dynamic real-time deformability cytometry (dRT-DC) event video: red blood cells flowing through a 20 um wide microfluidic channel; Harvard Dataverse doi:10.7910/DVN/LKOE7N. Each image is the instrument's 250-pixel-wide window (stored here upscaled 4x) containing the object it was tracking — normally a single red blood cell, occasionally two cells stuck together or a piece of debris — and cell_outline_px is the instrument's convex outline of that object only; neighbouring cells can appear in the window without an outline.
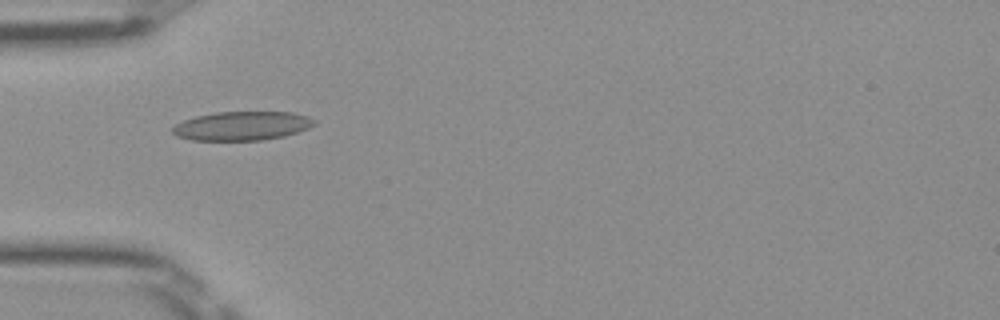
{"species": "Egyptian fruit bat (a non-hibernating species)", "species_latin": "Rousettus aegyptiacus", "temperature_condition": "room temperature", "stored_images_in_passage": 51, "camera_frame_rate_fps": 3000, "um_per_image_px": 0.085, "frame": {"image": 1, "passage_image": 16, "time_ms": 5.0, "image_size_px": [1000, 320], "cell_outline_px": [[316, 124], [308, 128], [284, 136], [260, 140], [192, 140], [176, 136], [172, 132], [172, 128], [176, 124], [184, 120], [196, 116], [216, 112], [292, 112], [308, 116], [316, 120]], "centroid_in_image_um": [20.58, 10.69], "position_along_channel_um": 64.4, "area_um2": 23.81}}
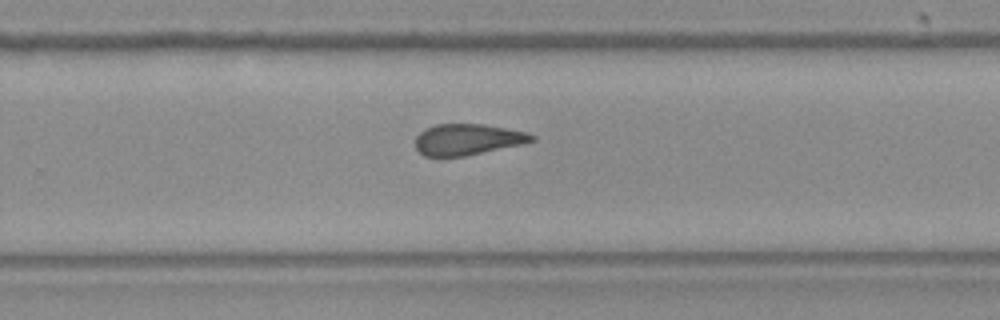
{"frame": {"image": 2, "passage_image": 33, "time_ms": 10.667, "image_size_px": [1000, 320], "cell_outline_px": [[536, 140], [520, 144], [464, 156], [424, 156], [416, 148], [416, 136], [424, 128], [436, 124], [484, 124], [528, 132], [536, 136]], "centroid_in_image_um": [39.74, 11.84], "position_along_channel_um": 290.1, "area_um2": 20.98}}
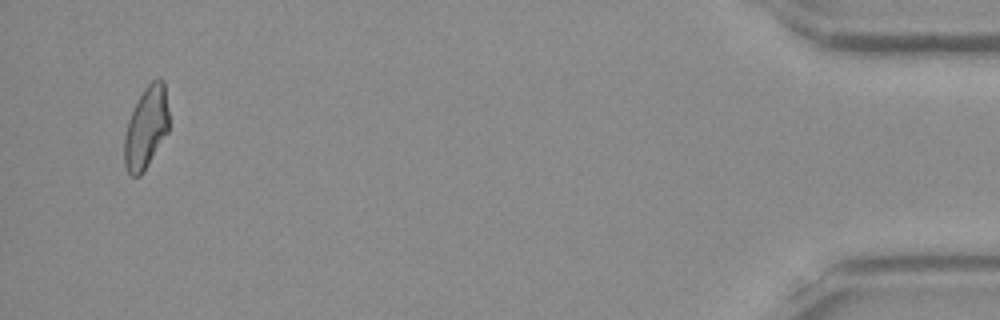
{"frame": {"image": 3, "passage_image": 49, "time_ms": 16.0, "image_size_px": [1000, 320], "cell_outline_px": [[168, 132], [144, 172], [140, 176], [132, 176], [128, 172], [124, 164], [124, 136], [128, 120], [144, 88], [152, 80], [160, 76], [164, 80], [168, 108]], "centroid_in_image_um": [12.43, 10.85], "position_along_channel_um": 422.8, "area_um2": 21.39}, "authors_computed_cell_mechanics": {"area_um2": 22.4842, "velocity_mm_per_s": 3.9893, "shape_relaxation_time_tau1_ms": null, "shape_relaxation_time_tau2_ms": 2.1262, "deformation_change_tau1": null, "deformation_change_tau2": 0.1026}}